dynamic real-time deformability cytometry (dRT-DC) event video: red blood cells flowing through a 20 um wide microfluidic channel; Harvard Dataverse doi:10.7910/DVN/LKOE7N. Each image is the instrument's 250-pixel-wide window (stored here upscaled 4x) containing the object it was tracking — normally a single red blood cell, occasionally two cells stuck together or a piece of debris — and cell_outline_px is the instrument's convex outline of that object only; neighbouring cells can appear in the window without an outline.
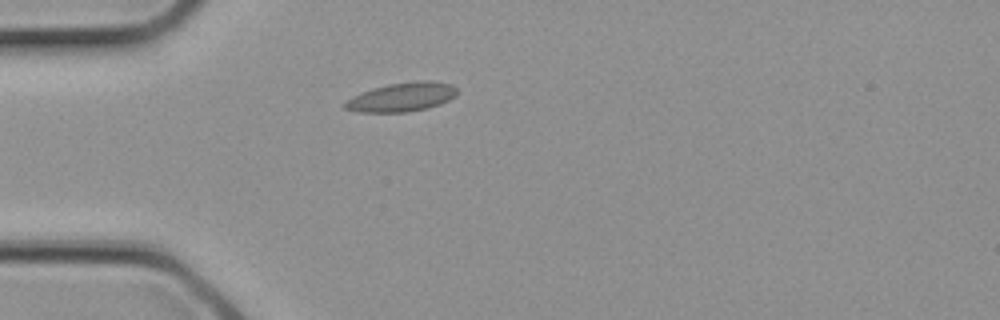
{"species": "common noctule bat (a hibernating species)", "species_latin": "Nyctalus noctula", "temperature_condition": "cold", "stored_images_in_passage": 2, "camera_frame_rate_fps": 3000, "um_per_image_px": 0.085, "animal": {"sex": "female", "body_mass_g": 21.9}, "frame": {"image": 1, "passage_image": 2, "time_ms": 0.333, "image_size_px": [1000, 320], "cell_outline_px": [[456, 96], [440, 104], [428, 108], [408, 112], [356, 112], [344, 108], [340, 104], [344, 100], [360, 92], [372, 88], [388, 84], [416, 80], [424, 80], [452, 84], [456, 88]], "centroid_in_image_um": [34.08, 8.25], "position_along_channel_um": 50.9, "area_um2": 19.25}}